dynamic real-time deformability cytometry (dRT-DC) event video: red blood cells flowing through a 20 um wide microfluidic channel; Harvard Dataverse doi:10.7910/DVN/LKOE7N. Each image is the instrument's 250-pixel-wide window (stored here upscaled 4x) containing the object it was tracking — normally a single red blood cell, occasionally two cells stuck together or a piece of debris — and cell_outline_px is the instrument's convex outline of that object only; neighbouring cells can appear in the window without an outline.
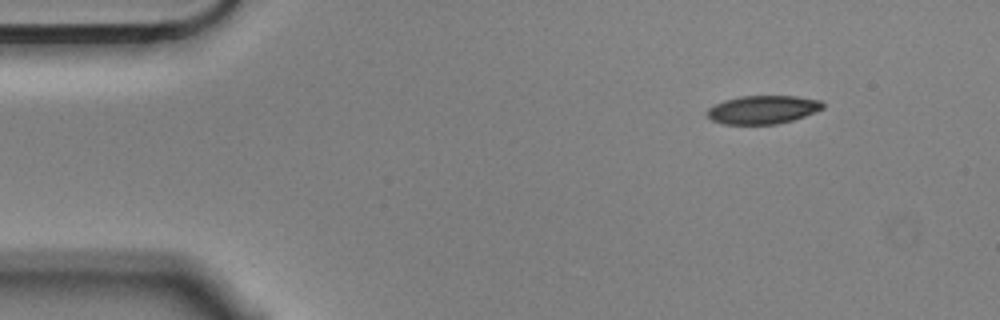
{"species": "Egyptian fruit bat (a non-hibernating species)", "species_latin": "Rousettus aegyptiacus", "temperature_condition": "cold", "stored_images_in_passage": 7, "camera_frame_rate_fps": 3000, "um_per_image_px": 0.085, "animal": {"sex": "male"}, "frame": {"image": 1, "passage_image": 1, "time_ms": 0.0, "image_size_px": [1000, 320], "cell_outline_px": [[824, 108], [804, 116], [792, 120], [776, 124], [724, 124], [712, 120], [704, 112], [708, 108], [724, 100], [740, 96], [796, 96], [820, 100], [824, 104]], "centroid_in_image_um": [64.82, 9.32], "position_along_channel_um": 20.2, "area_um2": 19.07}}
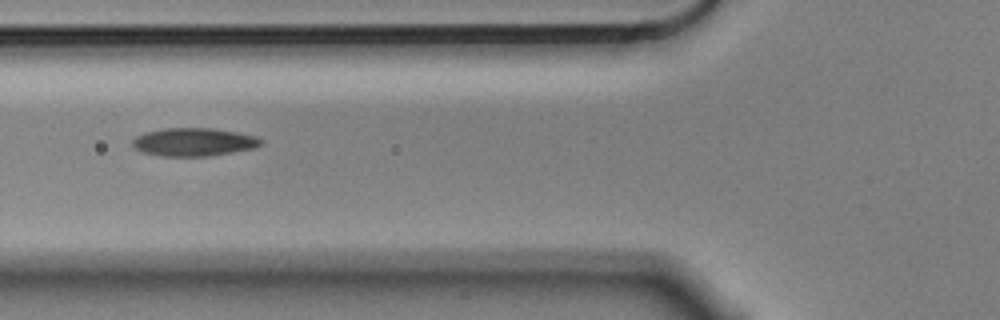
{"frame": {"image": 2, "passage_image": 5, "time_ms": 1.333, "image_size_px": [1000, 320], "cell_outline_px": [[264, 144], [256, 148], [208, 156], [160, 156], [144, 152], [136, 148], [132, 144], [132, 140], [136, 136], [144, 132], [164, 128], [212, 128], [236, 132], [256, 136], [264, 140]], "centroid_in_image_um": [16.51, 12.07], "position_along_channel_um": 109.3, "area_um2": 21.15}}
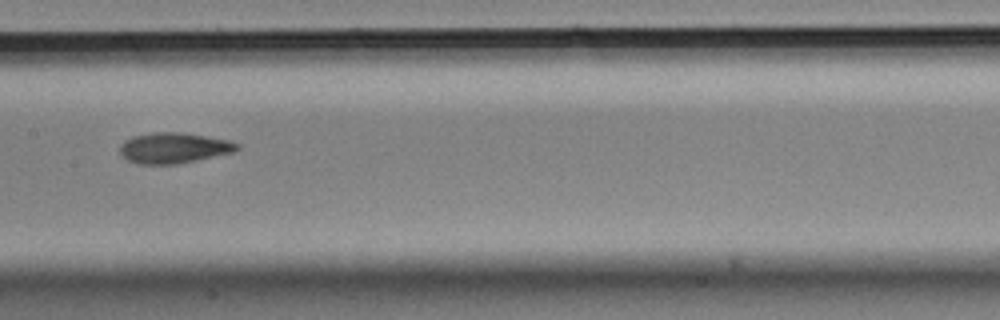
{"frame": {"image": 3, "passage_image": 7, "time_ms": 2.0, "image_size_px": [1000, 320], "cell_outline_px": [[240, 148], [232, 152], [196, 160], [176, 164], [136, 164], [128, 160], [120, 152], [120, 144], [124, 140], [132, 136], [156, 132], [180, 132], [208, 136], [228, 140], [240, 144]], "centroid_in_image_um": [14.76, 12.57], "position_along_channel_um": 192.6, "area_um2": 20.87}}